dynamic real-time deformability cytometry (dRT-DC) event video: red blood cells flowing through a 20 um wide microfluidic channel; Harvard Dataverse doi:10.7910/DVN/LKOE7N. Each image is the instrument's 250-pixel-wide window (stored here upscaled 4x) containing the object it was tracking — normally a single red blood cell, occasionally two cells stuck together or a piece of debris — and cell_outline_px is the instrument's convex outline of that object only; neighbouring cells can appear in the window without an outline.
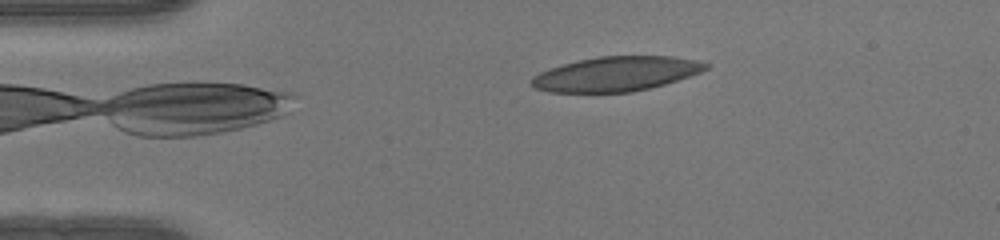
{"species": "human", "species_latin": "Homo sapiens", "temperature_condition": "warm", "stored_images_in_passage": 41, "camera_frame_rate_fps": 3000, "um_per_image_px": 0.085, "donor": {"sex": "female"}, "frame": {"image": 1, "passage_image": 1, "time_ms": 0.0, "image_size_px": [1000, 240], "cell_outline_px": [[712, 64], [708, 68], [700, 72], [664, 84], [632, 92], [548, 92], [532, 88], [528, 84], [532, 76], [540, 72], [564, 64], [580, 60], [600, 56], [672, 56], [700, 60]], "centroid_in_image_um": [52.36, 6.28], "position_along_channel_um": 32.6, "area_um2": 35.14}}
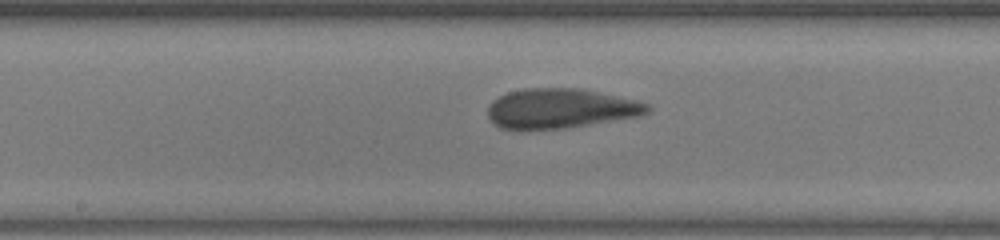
{"frame": {"image": 2, "passage_image": 17, "time_ms": 5.333, "image_size_px": [1000, 240], "cell_outline_px": [[652, 108], [648, 112], [640, 116], [564, 128], [500, 128], [488, 116], [488, 108], [492, 100], [508, 92], [524, 88], [580, 88], [636, 100], [648, 104]], "centroid_in_image_um": [47.67, 9.2], "position_along_channel_um": 200.5, "area_um2": 36.47}}
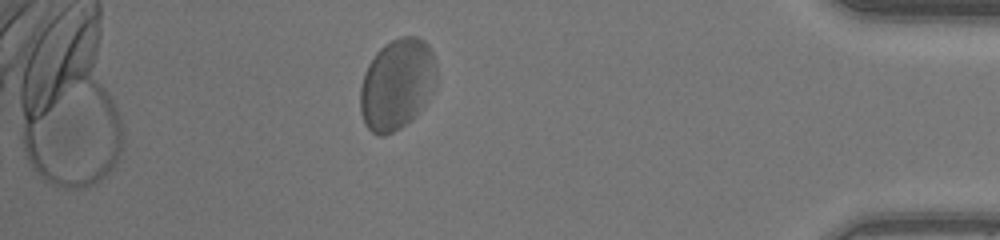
{"frame": {"image": 3, "passage_image": 35, "time_ms": 11.333, "image_size_px": [1000, 240], "cell_outline_px": [[436, 88], [416, 116], [412, 120], [400, 128], [384, 136], [380, 136], [372, 132], [364, 124], [360, 112], [360, 88], [364, 72], [368, 64], [376, 52], [384, 44], [400, 36], [416, 36], [424, 40], [432, 48], [436, 64]], "centroid_in_image_um": [33.75, 7.15], "position_along_channel_um": 401.4, "area_um2": 41.1}, "authors_computed_cell_mechanics": {"area_um2": 36.8186, "velocity_mm_per_s": 4.0807, "shape_relaxation_time_tau1_ms": 2.577, "shape_relaxation_time_tau2_ms": 1.2565, "deformation_change_tau1": 0.0737, "deformation_change_tau2": 0.0769}}